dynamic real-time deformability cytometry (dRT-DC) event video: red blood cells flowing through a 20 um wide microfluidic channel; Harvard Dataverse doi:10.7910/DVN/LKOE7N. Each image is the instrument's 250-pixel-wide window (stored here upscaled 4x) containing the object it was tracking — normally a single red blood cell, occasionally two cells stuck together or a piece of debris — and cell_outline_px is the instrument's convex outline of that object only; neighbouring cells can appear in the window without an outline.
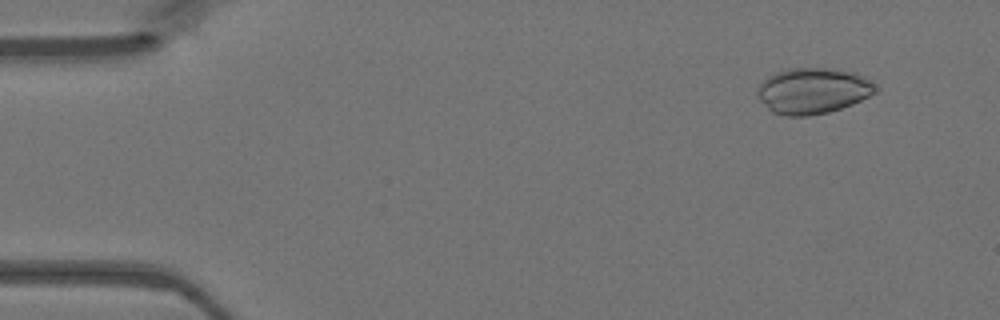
{"species": "Egyptian fruit bat (a non-hibernating species)", "species_latin": "Rousettus aegyptiacus", "temperature_condition": "warm", "stored_images_in_passage": 48, "segment_of_instrument_passage": [1, 2], "camera_frame_rate_fps": 3000, "um_per_image_px": 0.085, "animal": {"sex": "female"}, "frame": {"image": 1, "passage_image": 4, "time_ms": 1.0, "image_size_px": [1000, 320], "cell_outline_px": [[880, 88], [876, 92], [852, 104], [828, 112], [808, 116], [784, 116], [772, 112], [760, 100], [756, 92], [756, 88], [768, 76], [776, 72], [788, 68], [828, 68], [856, 72], [864, 76]], "centroid_in_image_um": [69.09, 7.71], "position_along_channel_um": 15.9, "area_um2": 31.73}}
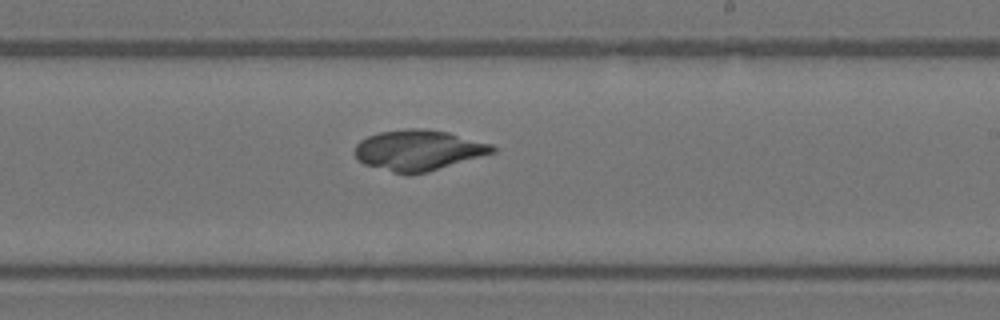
{"frame": {"image": 2, "passage_image": 28, "time_ms": 9.0, "image_size_px": [1000, 320], "cell_outline_px": [[496, 152], [428, 172], [392, 172], [364, 164], [356, 156], [356, 144], [360, 140], [368, 136], [380, 132], [408, 128], [424, 128], [448, 132], [492, 144], [496, 148]], "centroid_in_image_um": [35.6, 12.75], "position_along_channel_um": 253.4, "area_um2": 32.14}}
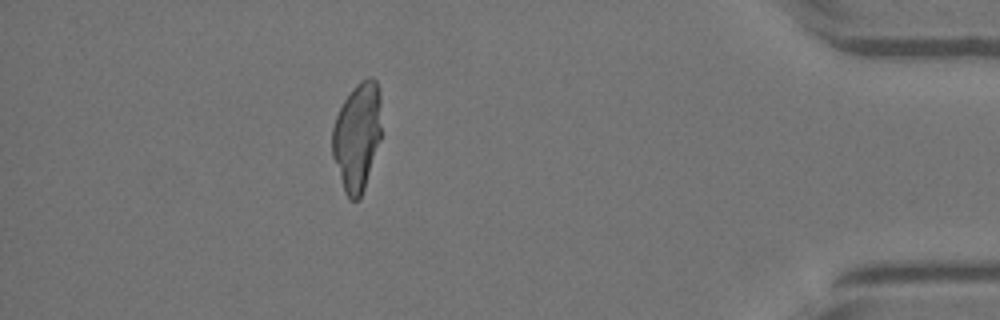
{"frame": {"image": 3, "passage_image": 42, "time_ms": 13.667, "image_size_px": [1000, 320], "cell_outline_px": [[380, 140], [360, 200], [348, 200], [344, 192], [332, 156], [332, 128], [336, 116], [344, 100], [352, 88], [360, 80], [368, 76], [372, 76], [376, 80], [380, 92]], "centroid_in_image_um": [30.34, 11.59], "position_along_channel_um": 404.9, "area_um2": 31.15}}